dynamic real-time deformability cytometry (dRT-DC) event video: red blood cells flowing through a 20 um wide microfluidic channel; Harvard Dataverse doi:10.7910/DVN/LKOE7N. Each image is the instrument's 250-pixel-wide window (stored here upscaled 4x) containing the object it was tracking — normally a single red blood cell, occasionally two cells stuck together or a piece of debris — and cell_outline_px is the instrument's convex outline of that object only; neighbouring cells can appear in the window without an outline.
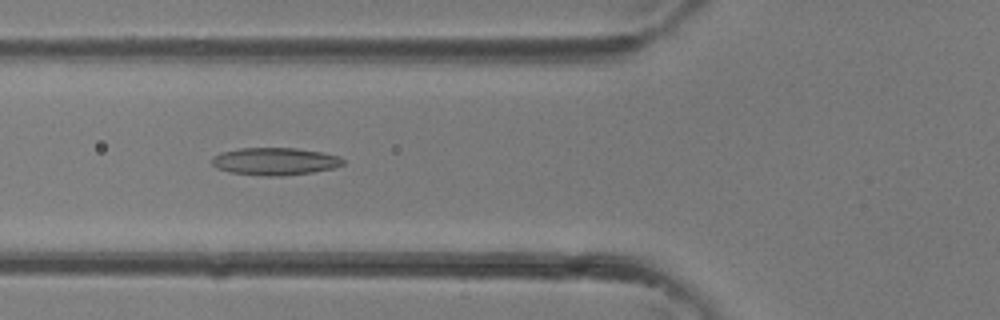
{"species": "common noctule bat (a hibernating species)", "species_latin": "Nyctalus noctula", "temperature_condition": "room temperature", "stored_images_in_passage": 32, "camera_frame_rate_fps": 3000, "um_per_image_px": 0.085, "animal": {"sex": "female"}, "frame": {"image": 1, "passage_image": 9, "time_ms": 2.667, "image_size_px": [1000, 320], "cell_outline_px": [[344, 164], [332, 168], [312, 172], [284, 176], [264, 176], [232, 172], [216, 168], [212, 164], [212, 156], [220, 152], [240, 148], [296, 148], [320, 152], [340, 156], [344, 160]], "centroid_in_image_um": [23.35, 13.71], "position_along_channel_um": 102.4, "area_um2": 20.98}}
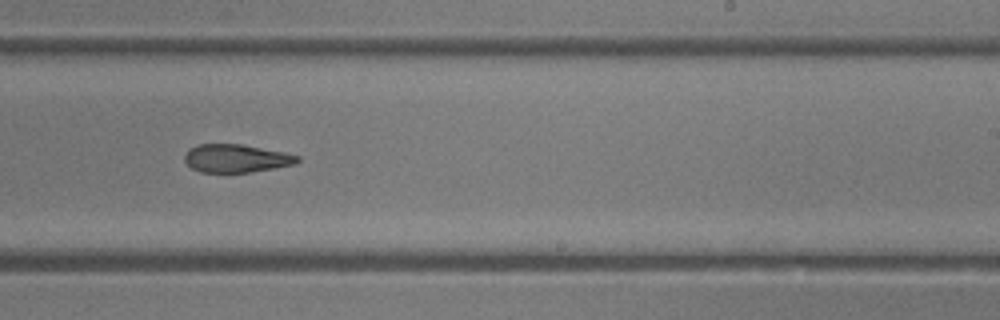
{"frame": {"image": 2, "passage_image": 18, "time_ms": 5.667, "image_size_px": [1000, 320], "cell_outline_px": [[300, 160], [296, 164], [248, 172], [200, 172], [192, 168], [184, 160], [184, 156], [188, 148], [196, 144], [240, 144], [284, 152], [300, 156]], "centroid_in_image_um": [20.05, 13.45], "position_along_channel_um": 268.9, "area_um2": 18.44}}
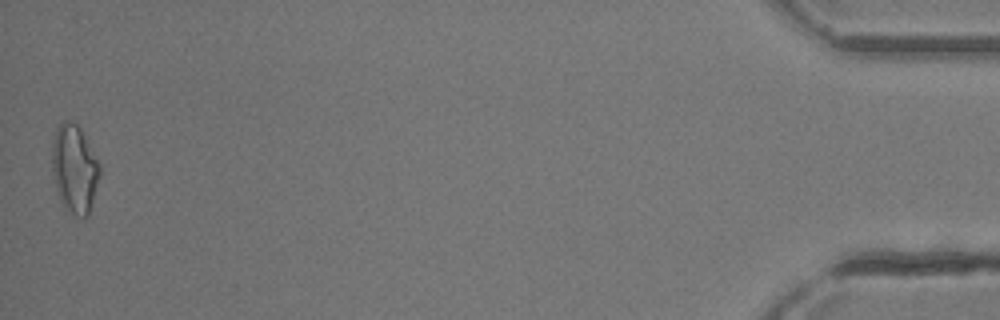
{"frame": {"image": 3, "passage_image": 32, "time_ms": 10.333, "image_size_px": [1000, 320], "cell_outline_px": [[100, 176], [88, 216], [84, 220], [76, 216], [64, 208], [60, 200], [56, 188], [52, 172], [52, 140], [56, 128], [64, 120], [68, 120], [76, 124], [80, 128], [100, 164]], "centroid_in_image_um": [6.32, 14.38], "position_along_channel_um": 428.9, "area_um2": 24.68}}